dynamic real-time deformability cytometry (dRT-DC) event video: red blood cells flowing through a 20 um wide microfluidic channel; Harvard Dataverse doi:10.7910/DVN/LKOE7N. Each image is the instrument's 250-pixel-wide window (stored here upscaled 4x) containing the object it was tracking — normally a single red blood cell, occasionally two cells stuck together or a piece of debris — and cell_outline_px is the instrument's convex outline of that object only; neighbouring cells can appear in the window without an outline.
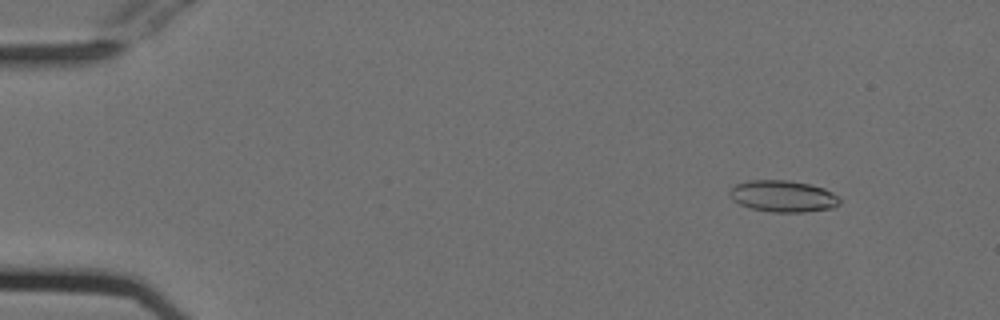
{"species": "Egyptian fruit bat (a non-hibernating species)", "species_latin": "Rousettus aegyptiacus", "temperature_condition": "cold", "stored_images_in_passage": 17, "camera_frame_rate_fps": 3000, "um_per_image_px": 0.085, "animal": {"sex": "female"}, "frame": {"image": 1, "passage_image": 6, "time_ms": 1.667, "image_size_px": [1000, 320], "cell_outline_px": [[840, 204], [832, 208], [804, 212], [768, 212], [752, 208], [740, 204], [732, 200], [728, 192], [736, 184], [748, 180], [788, 180], [808, 184], [824, 188], [832, 192], [840, 200]], "centroid_in_image_um": [66.54, 16.68], "position_along_channel_um": 18.5, "area_um2": 20.23}}